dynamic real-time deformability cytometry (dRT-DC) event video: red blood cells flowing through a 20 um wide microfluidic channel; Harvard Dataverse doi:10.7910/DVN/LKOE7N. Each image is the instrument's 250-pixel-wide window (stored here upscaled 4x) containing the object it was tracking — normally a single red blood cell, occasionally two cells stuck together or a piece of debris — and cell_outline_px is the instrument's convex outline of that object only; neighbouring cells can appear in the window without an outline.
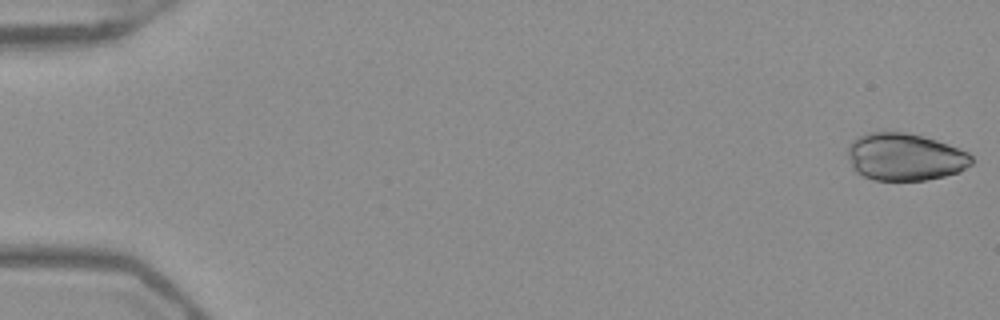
{"species": "Egyptian fruit bat (a non-hibernating species)", "species_latin": "Rousettus aegyptiacus", "temperature_condition": "warm", "stored_images_in_passage": 52, "camera_frame_rate_fps": 3000, "um_per_image_px": 0.085, "frame": {"image": 1, "passage_image": 1, "time_ms": 0.0, "image_size_px": [1000, 320], "cell_outline_px": [[972, 164], [960, 172], [944, 176], [924, 180], [872, 180], [856, 172], [852, 168], [848, 156], [848, 144], [852, 140], [868, 132], [904, 132], [924, 136], [948, 144], [968, 152], [972, 156]], "centroid_in_image_um": [76.91, 13.34], "position_along_channel_um": 8.1, "area_um2": 34.33}}
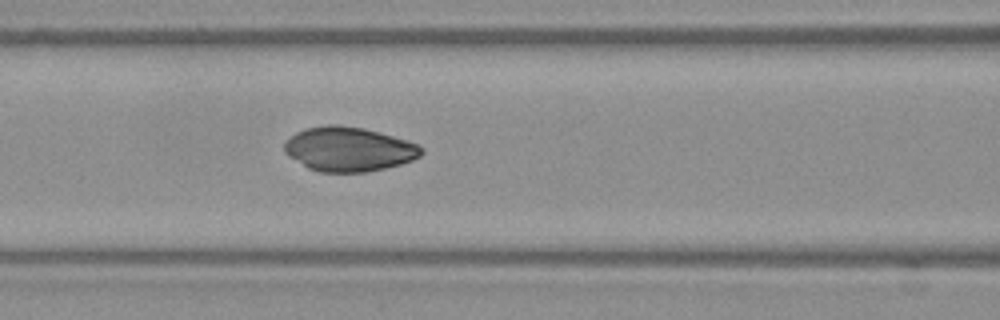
{"frame": {"image": 2, "passage_image": 23, "time_ms": 7.333, "image_size_px": [1000, 320], "cell_outline_px": [[424, 152], [420, 156], [412, 160], [400, 164], [368, 172], [320, 172], [308, 168], [288, 156], [284, 152], [284, 140], [296, 132], [304, 128], [328, 124], [336, 124], [364, 128], [408, 140], [420, 144], [424, 148]], "centroid_in_image_um": [29.64, 12.67], "position_along_channel_um": 137.0, "area_um2": 35.78}}
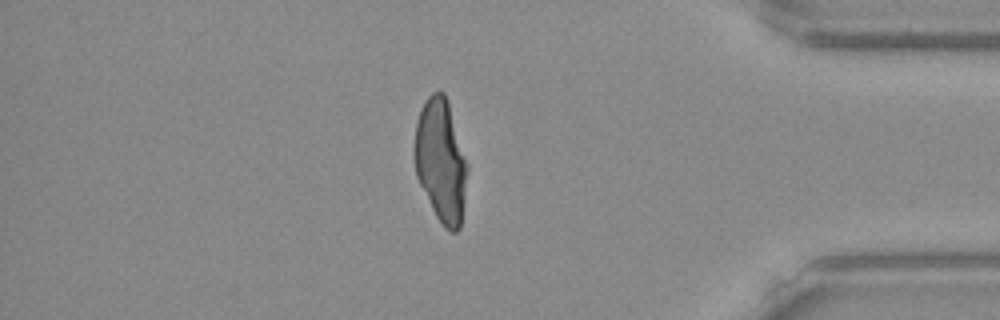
{"frame": {"image": 3, "passage_image": 45, "time_ms": 14.667, "image_size_px": [1000, 320], "cell_outline_px": [[468, 172], [460, 228], [456, 232], [452, 232], [444, 228], [436, 216], [416, 176], [412, 152], [416, 124], [424, 100], [432, 92], [444, 92], [448, 100], [468, 168]], "centroid_in_image_um": [37.45, 13.66], "position_along_channel_um": 397.8, "area_um2": 37.97}}